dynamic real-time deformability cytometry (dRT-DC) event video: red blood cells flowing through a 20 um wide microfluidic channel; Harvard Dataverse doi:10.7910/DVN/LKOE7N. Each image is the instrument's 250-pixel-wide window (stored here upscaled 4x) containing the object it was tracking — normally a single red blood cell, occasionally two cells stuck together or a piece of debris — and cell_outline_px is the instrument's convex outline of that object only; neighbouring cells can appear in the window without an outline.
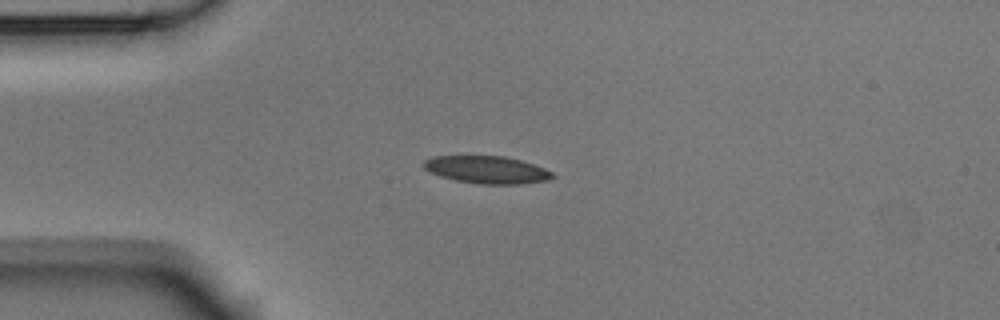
{"species": "Egyptian fruit bat (a non-hibernating species)", "species_latin": "Rousettus aegyptiacus", "temperature_condition": "room temperature", "stored_images_in_passage": 4, "camera_frame_rate_fps": 3000, "um_per_image_px": 0.085, "animal": {"sex": "male"}, "frame": {"image": 1, "passage_image": 3, "time_ms": 0.667, "image_size_px": [1000, 320], "cell_outline_px": [[556, 176], [548, 180], [520, 184], [480, 184], [456, 180], [440, 176], [424, 168], [420, 164], [424, 160], [432, 156], [504, 156], [520, 160], [544, 168], [552, 172]], "centroid_in_image_um": [41.37, 14.42], "position_along_channel_um": 43.6, "area_um2": 20.58}}
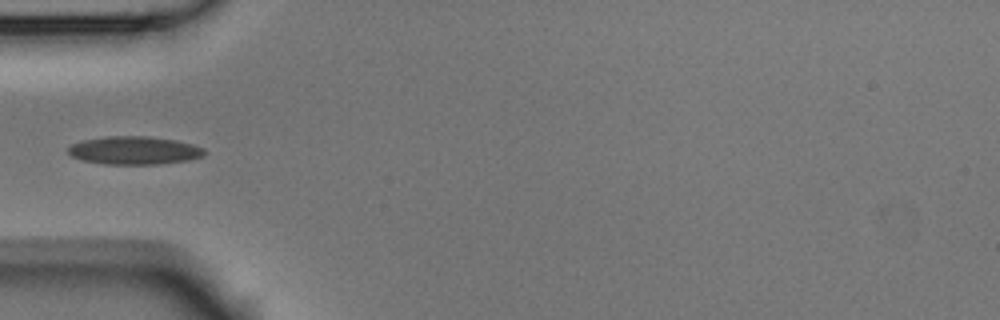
{"frame": {"image": 2, "passage_image": 4, "time_ms": 1.0, "image_size_px": [1000, 320], "cell_outline_px": [[204, 156], [188, 160], [160, 164], [104, 164], [84, 160], [72, 156], [68, 152], [68, 148], [72, 144], [80, 140], [108, 136], [148, 136], [176, 140], [192, 144], [204, 148]], "centroid_in_image_um": [11.41, 12.78], "position_along_channel_um": 73.6, "area_um2": 22.31}}